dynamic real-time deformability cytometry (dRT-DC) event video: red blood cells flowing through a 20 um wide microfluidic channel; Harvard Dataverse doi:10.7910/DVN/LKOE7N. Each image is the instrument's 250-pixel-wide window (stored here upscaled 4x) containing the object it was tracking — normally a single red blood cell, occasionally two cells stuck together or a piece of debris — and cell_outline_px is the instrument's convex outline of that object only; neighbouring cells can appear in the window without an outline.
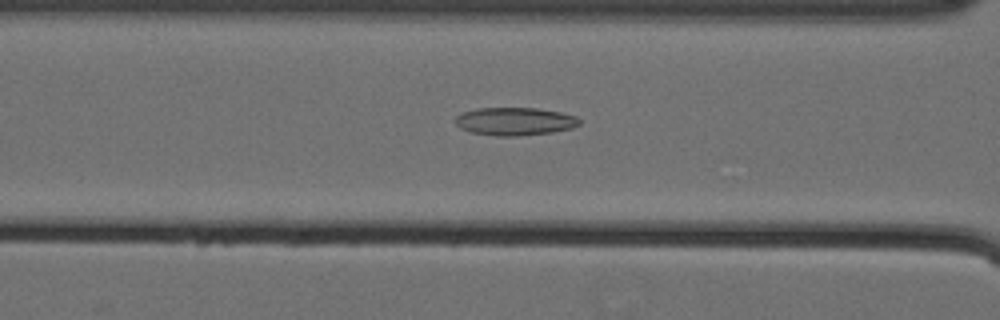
{"species": "Egyptian fruit bat (a non-hibernating species)", "species_latin": "Rousettus aegyptiacus", "temperature_condition": "cold", "stored_images_in_passage": 60, "camera_frame_rate_fps": 3000, "um_per_image_px": 0.085, "animal": {"sex": "female"}, "frame": {"image": 1, "passage_image": 28, "time_ms": 9.0, "image_size_px": [1000, 320], "cell_outline_px": [[580, 124], [572, 128], [552, 132], [516, 136], [496, 136], [472, 132], [460, 128], [456, 124], [456, 116], [464, 112], [476, 108], [536, 108], [560, 112], [576, 116], [580, 120]], "centroid_in_image_um": [43.77, 10.31], "position_along_channel_um": 122.8, "area_um2": 20.11}}
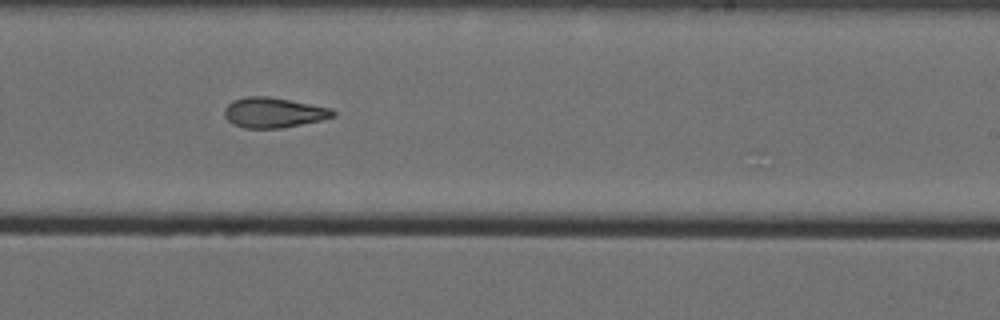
{"frame": {"image": 2, "passage_image": 40, "time_ms": 13.0, "image_size_px": [1000, 320], "cell_outline_px": [[336, 116], [320, 120], [280, 128], [244, 128], [232, 124], [224, 116], [224, 108], [232, 100], [248, 96], [268, 96], [332, 108], [336, 112]], "centroid_in_image_um": [23.23, 9.56], "position_along_channel_um": 265.8, "area_um2": 19.07}}
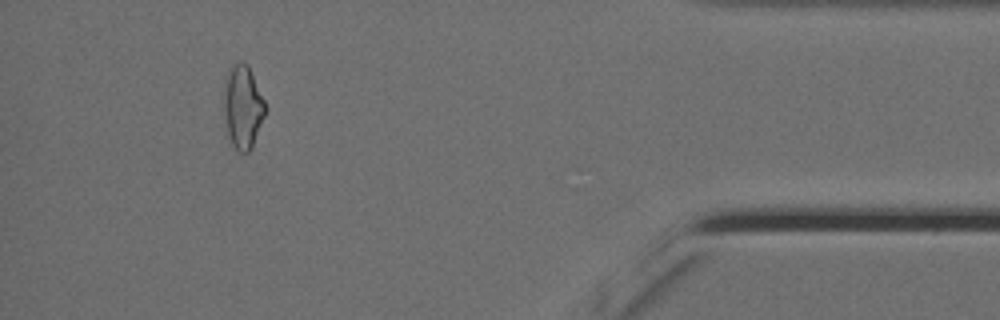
{"frame": {"image": 3, "passage_image": 56, "time_ms": 18.333, "image_size_px": [1000, 320], "cell_outline_px": [[268, 108], [252, 148], [248, 152], [240, 152], [232, 144], [228, 136], [224, 108], [224, 80], [232, 64], [240, 60], [244, 60], [248, 64]], "centroid_in_image_um": [20.66, 9.04], "position_along_channel_um": 414.5, "area_um2": 20.35}}